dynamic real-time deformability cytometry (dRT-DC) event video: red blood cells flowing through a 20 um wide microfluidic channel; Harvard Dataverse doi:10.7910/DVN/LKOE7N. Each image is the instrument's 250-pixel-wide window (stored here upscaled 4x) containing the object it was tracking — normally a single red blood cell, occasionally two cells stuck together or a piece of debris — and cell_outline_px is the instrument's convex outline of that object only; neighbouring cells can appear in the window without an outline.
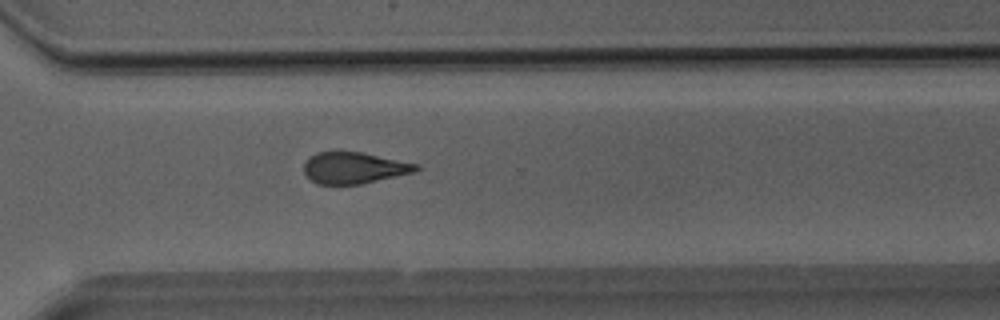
{"species": "Egyptian fruit bat (a non-hibernating species)", "species_latin": "Rousettus aegyptiacus", "temperature_condition": "room temperature", "stored_images_in_passage": 30, "camera_frame_rate_fps": 3000, "um_per_image_px": 0.085, "animal": {"sex": "male"}, "frame": {"image": 1, "passage_image": 20, "time_ms": 6.333, "image_size_px": [1000, 320], "cell_outline_px": [[420, 168], [416, 172], [360, 184], [316, 184], [304, 172], [304, 164], [316, 152], [360, 152], [420, 164]], "centroid_in_image_um": [30.14, 14.27], "position_along_channel_um": 340.5, "area_um2": 20.35}}
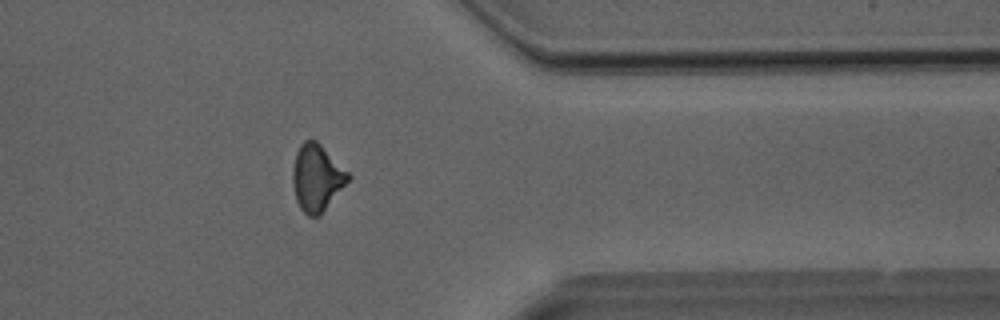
{"frame": {"image": 2, "passage_image": 23, "time_ms": 7.333, "image_size_px": [1000, 320], "cell_outline_px": [[352, 176], [320, 216], [308, 216], [300, 208], [296, 200], [292, 184], [292, 168], [296, 152], [300, 144], [304, 140], [316, 140]], "centroid_in_image_um": [26.9, 15.12], "position_along_channel_um": 384.5, "area_um2": 21.5}}
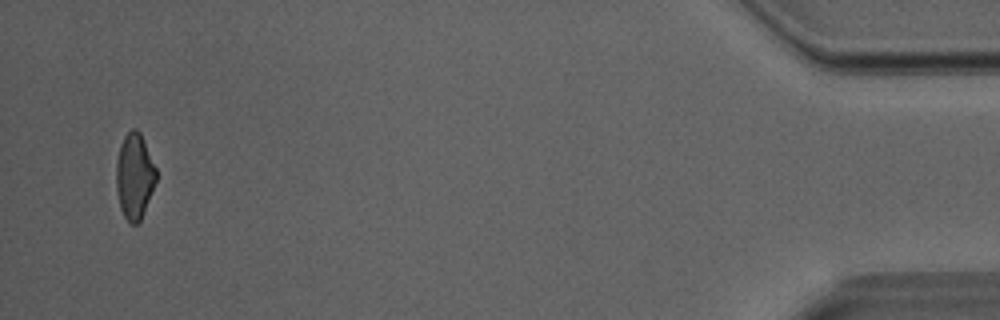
{"frame": {"image": 3, "passage_image": 29, "time_ms": 9.333, "image_size_px": [1000, 320], "cell_outline_px": [[156, 180], [140, 220], [136, 224], [132, 224], [124, 216], [120, 208], [116, 192], [116, 160], [120, 144], [124, 136], [132, 128], [136, 128], [140, 132], [156, 168]], "centroid_in_image_um": [11.4, 14.94], "position_along_channel_um": 423.8, "area_um2": 19.77}}